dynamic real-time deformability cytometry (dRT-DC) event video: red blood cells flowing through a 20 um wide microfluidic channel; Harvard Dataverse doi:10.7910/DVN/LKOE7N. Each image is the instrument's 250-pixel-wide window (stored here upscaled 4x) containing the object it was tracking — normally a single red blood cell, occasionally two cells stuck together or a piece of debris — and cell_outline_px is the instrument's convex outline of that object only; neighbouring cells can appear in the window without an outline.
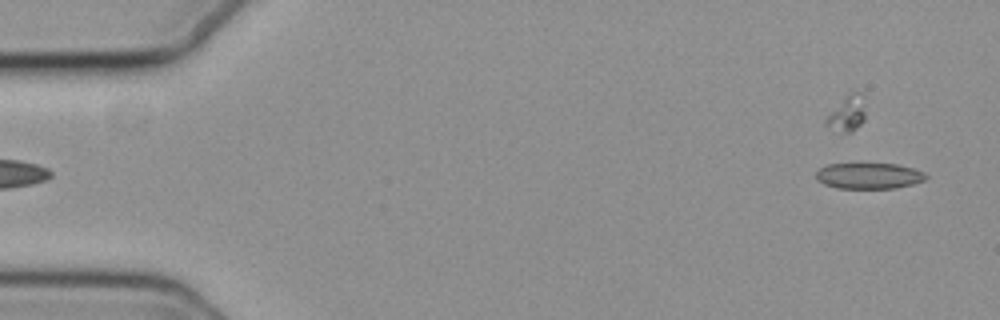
{"species": "common noctule bat (a hibernating species)", "species_latin": "Nyctalus noctula", "temperature_condition": "cold", "stored_images_in_passage": 55, "camera_frame_rate_fps": 3000, "um_per_image_px": 0.085, "animal": {"sex": "female", "body_mass_g": 19.3, "forearm_length_mm": 54.1}, "frame": {"image": 1, "passage_image": 2, "time_ms": 0.333, "image_size_px": [1000, 320], "cell_outline_px": [[928, 176], [924, 180], [912, 184], [896, 188], [836, 188], [824, 184], [816, 180], [816, 172], [820, 168], [828, 164], [896, 164], [912, 168], [924, 172]], "centroid_in_image_um": [73.84, 14.95], "position_along_channel_um": 11.2, "area_um2": 16.53}}
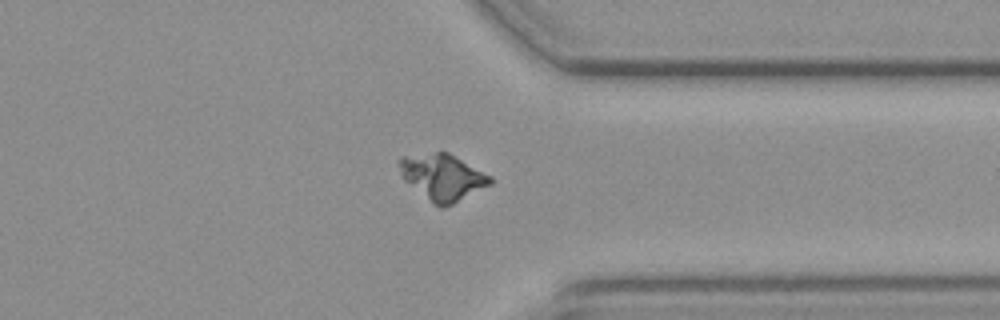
{"frame": {"image": 2, "passage_image": 42, "time_ms": 13.667, "image_size_px": [1000, 320], "cell_outline_px": [[492, 184], [444, 208], [440, 208], [432, 204], [404, 180], [396, 164], [396, 160], [400, 156], [436, 152], [448, 152], [492, 176]], "centroid_in_image_um": [37.58, 15.05], "position_along_channel_um": 373.8, "area_um2": 24.74}}
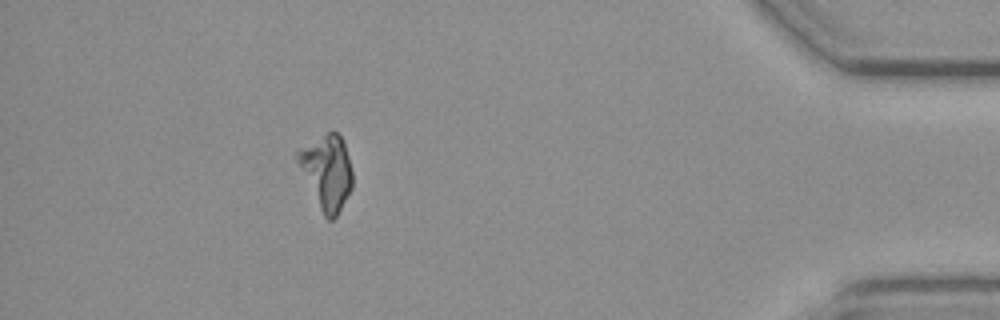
{"frame": {"image": 3, "passage_image": 49, "time_ms": 16.0, "image_size_px": [1000, 320], "cell_outline_px": [[352, 188], [336, 216], [332, 220], [328, 220], [324, 216], [292, 156], [300, 148], [328, 132], [336, 132], [340, 136], [344, 144], [348, 156], [352, 172]], "centroid_in_image_um": [27.74, 14.62], "position_along_channel_um": 407.5, "area_um2": 23.58}}